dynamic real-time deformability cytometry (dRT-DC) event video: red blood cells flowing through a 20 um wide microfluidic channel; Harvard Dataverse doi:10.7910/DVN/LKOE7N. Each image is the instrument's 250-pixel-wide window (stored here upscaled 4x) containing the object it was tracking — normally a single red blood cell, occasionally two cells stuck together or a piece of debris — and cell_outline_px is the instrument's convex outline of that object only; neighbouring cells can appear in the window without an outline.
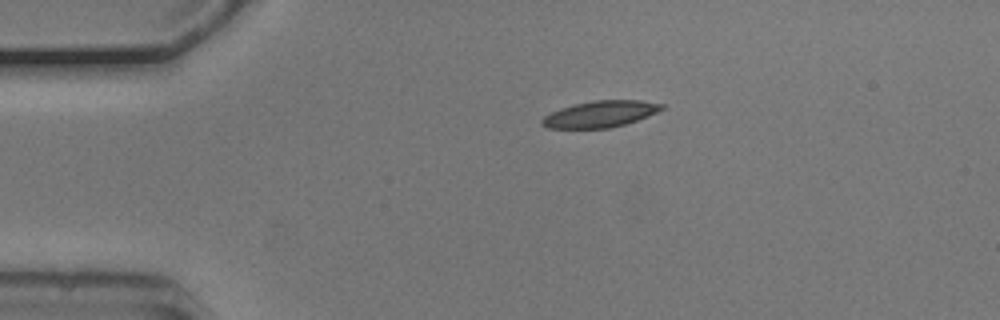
{"species": "common noctule bat (a hibernating species)", "species_latin": "Nyctalus noctula", "temperature_condition": "cold", "stored_images_in_passage": 36, "camera_frame_rate_fps": 3000, "um_per_image_px": 0.085, "animal": {"sex": "male", "body_mass_g": 20.5, "forearm_length_mm": 52.5}, "frame": {"image": 1, "passage_image": 1, "time_ms": 0.0, "image_size_px": [1000, 320], "cell_outline_px": [[664, 108], [648, 116], [624, 124], [608, 128], [548, 128], [540, 124], [540, 120], [544, 116], [560, 108], [592, 100], [640, 100], [664, 104]], "centroid_in_image_um": [51.0, 9.69], "position_along_channel_um": 34.0, "area_um2": 18.32}}
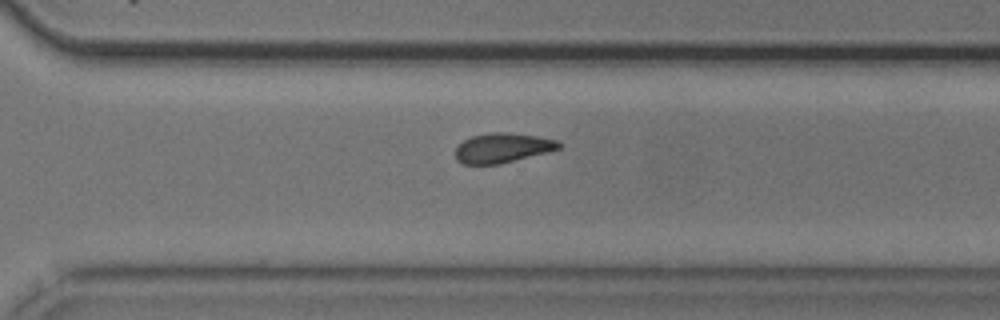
{"frame": {"image": 2, "passage_image": 28, "time_ms": 9.0, "image_size_px": [1000, 320], "cell_outline_px": [[564, 144], [560, 148], [548, 152], [500, 164], [460, 164], [456, 160], [456, 144], [472, 136], [492, 132], [512, 132], [536, 136], [556, 140]], "centroid_in_image_um": [42.7, 12.57], "position_along_channel_um": 327.9, "area_um2": 18.09}}
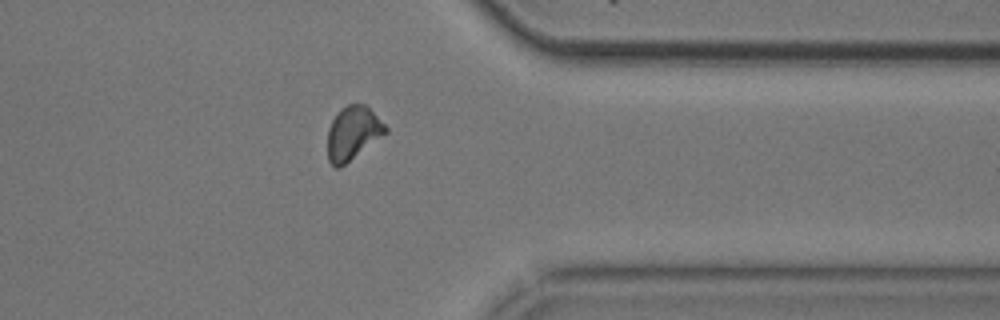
{"frame": {"image": 3, "passage_image": 33, "time_ms": 10.667, "image_size_px": [1000, 320], "cell_outline_px": [[388, 132], [340, 168], [336, 168], [328, 160], [328, 128], [332, 120], [340, 108], [348, 104], [364, 104], [388, 128]], "centroid_in_image_um": [29.98, 11.32], "position_along_channel_um": 381.4, "area_um2": 17.92}, "authors_computed_cell_mechanics": {"area_um2": 18.4671, "velocity_mm_per_s": 3.7049, "shape_relaxation_time_tau1_ms": 5.562, "shape_relaxation_time_tau2_ms": 4.9511, "deformation_change_tau1": 0.1116, "deformation_change_tau2": 0.1042}}